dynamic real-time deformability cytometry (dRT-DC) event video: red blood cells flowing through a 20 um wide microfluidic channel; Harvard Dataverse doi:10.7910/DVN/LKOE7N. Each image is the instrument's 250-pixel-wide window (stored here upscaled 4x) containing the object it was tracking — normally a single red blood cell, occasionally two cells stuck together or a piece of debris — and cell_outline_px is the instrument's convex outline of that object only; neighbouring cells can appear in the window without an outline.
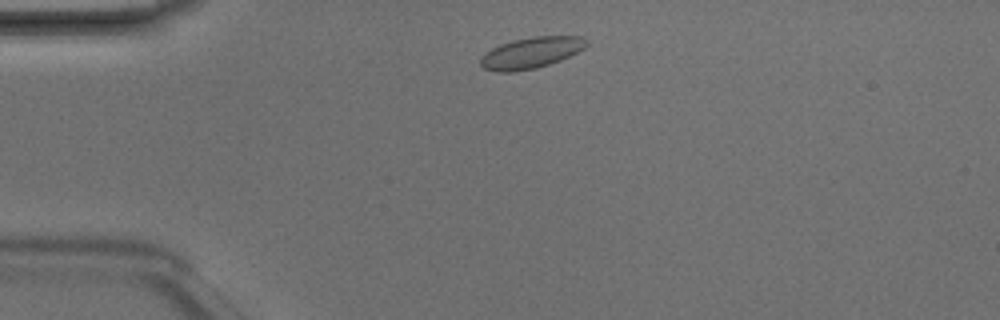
{"species": "Egyptian fruit bat (a non-hibernating species)", "species_latin": "Rousettus aegyptiacus", "temperature_condition": "room temperature", "stored_images_in_passage": 2, "camera_frame_rate_fps": 3000, "um_per_image_px": 0.085, "animal": {"sex": "male"}, "frame": {"image": 1, "passage_image": 1, "time_ms": 0.0, "image_size_px": [1000, 320], "cell_outline_px": [[588, 44], [584, 48], [560, 60], [536, 68], [512, 72], [496, 72], [484, 68], [480, 64], [480, 60], [492, 48], [500, 44], [512, 40], [532, 36], [580, 36], [588, 40]], "centroid_in_image_um": [45.15, 4.48], "position_along_channel_um": 39.8, "area_um2": 19.07}}